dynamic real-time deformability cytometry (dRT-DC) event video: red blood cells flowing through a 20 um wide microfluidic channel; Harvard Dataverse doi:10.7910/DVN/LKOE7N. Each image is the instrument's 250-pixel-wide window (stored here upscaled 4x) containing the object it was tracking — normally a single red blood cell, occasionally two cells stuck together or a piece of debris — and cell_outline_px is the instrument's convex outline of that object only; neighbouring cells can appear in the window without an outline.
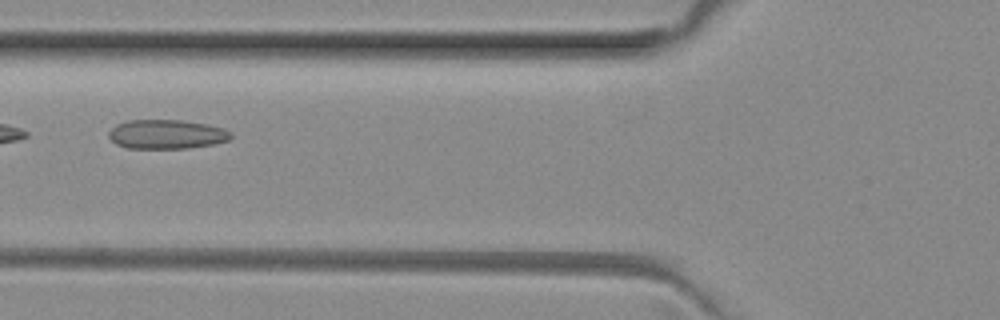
{"species": "common noctule bat (a hibernating species)", "species_latin": "Nyctalus noctula", "temperature_condition": "room temperature", "stored_images_in_passage": 7, "camera_frame_rate_fps": 3000, "um_per_image_px": 0.085, "animal": {"sex": "female", "body_mass_g": 29.2, "forearm_length_mm": 56.3}, "frame": {"image": 1, "passage_image": 6, "time_ms": 1.667, "image_size_px": [1000, 320], "cell_outline_px": [[232, 136], [228, 140], [212, 144], [188, 148], [128, 148], [116, 144], [108, 136], [108, 132], [116, 124], [128, 120], [180, 120], [208, 124], [224, 128], [232, 132]], "centroid_in_image_um": [14.16, 11.4], "position_along_channel_um": 111.6, "area_um2": 20.81}}
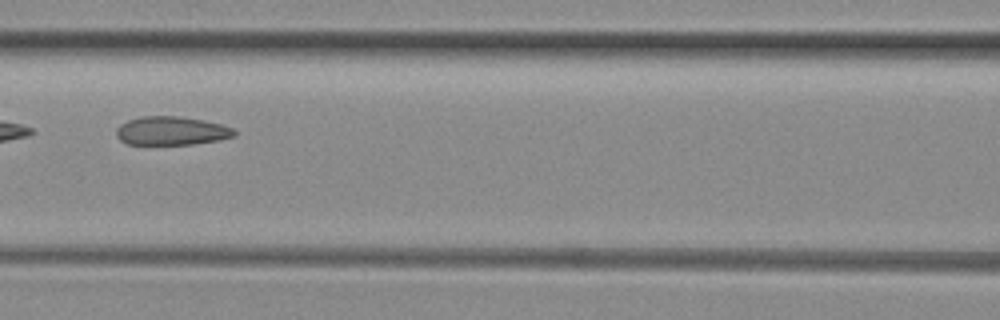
{"frame": {"image": 2, "passage_image": 7, "time_ms": 2.0, "image_size_px": [1000, 320], "cell_outline_px": [[236, 136], [220, 140], [192, 144], [128, 144], [120, 140], [116, 136], [116, 128], [120, 124], [128, 120], [140, 116], [176, 116], [204, 120], [220, 124], [232, 128], [236, 132]], "centroid_in_image_um": [14.56, 11.12], "position_along_channel_um": 152.0, "area_um2": 19.71}}